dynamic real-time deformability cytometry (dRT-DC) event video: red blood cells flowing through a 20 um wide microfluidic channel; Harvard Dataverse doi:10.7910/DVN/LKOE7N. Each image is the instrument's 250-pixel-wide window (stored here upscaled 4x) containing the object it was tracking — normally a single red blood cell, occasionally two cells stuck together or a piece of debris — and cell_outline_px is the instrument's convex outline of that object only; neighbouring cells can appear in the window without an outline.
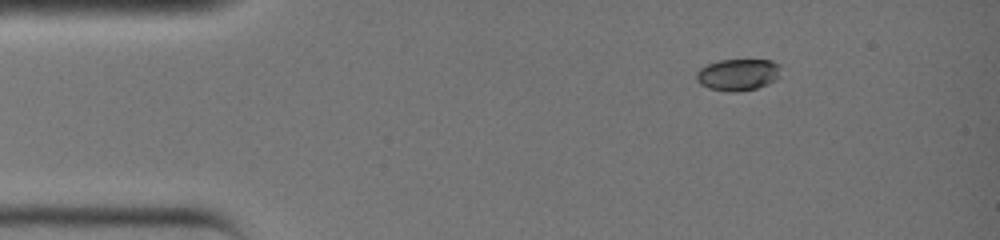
{"species": "common noctule bat (a hibernating species)", "species_latin": "Nyctalus noctula", "temperature_condition": "warm", "stored_images_in_passage": 2, "camera_frame_rate_fps": 3000, "um_per_image_px": 0.085, "animal": {"sex": "female", "body_mass_g": 19.0, "forearm_length_mm": 51.5}, "frame": {"image": 1, "passage_image": 1, "time_ms": 0.0, "image_size_px": [1000, 240], "cell_outline_px": [[780, 68], [776, 80], [768, 84], [756, 88], [736, 92], [732, 92], [708, 88], [700, 84], [696, 80], [696, 72], [700, 68], [708, 64], [720, 60], [772, 60], [780, 64]], "centroid_in_image_um": [62.72, 6.34], "position_along_channel_um": 22.3, "area_um2": 15.61}}